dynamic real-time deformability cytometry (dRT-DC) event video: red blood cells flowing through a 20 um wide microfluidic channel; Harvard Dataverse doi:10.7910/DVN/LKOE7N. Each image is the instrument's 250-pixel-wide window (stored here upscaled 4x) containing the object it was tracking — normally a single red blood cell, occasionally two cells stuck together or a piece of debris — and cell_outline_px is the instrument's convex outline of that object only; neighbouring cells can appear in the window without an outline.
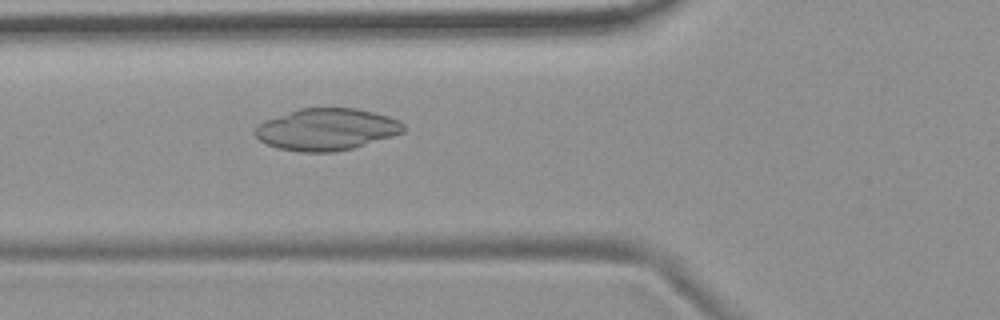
{"species": "common noctule bat (a hibernating species)", "species_latin": "Nyctalus noctula", "temperature_condition": "room temperature", "stored_images_in_passage": 47, "camera_frame_rate_fps": 3000, "um_per_image_px": 0.085, "animal": {"sex": "female", "body_mass_g": 19.9}, "frame": {"image": 1, "passage_image": 13, "time_ms": 4.0, "image_size_px": [1000, 320], "cell_outline_px": [[404, 132], [352, 148], [332, 152], [300, 152], [280, 148], [268, 144], [260, 140], [256, 136], [256, 128], [264, 120], [300, 108], [356, 108], [388, 116], [400, 120], [404, 124]], "centroid_in_image_um": [27.77, 10.99], "position_along_channel_um": 98.0, "area_um2": 35.78}}
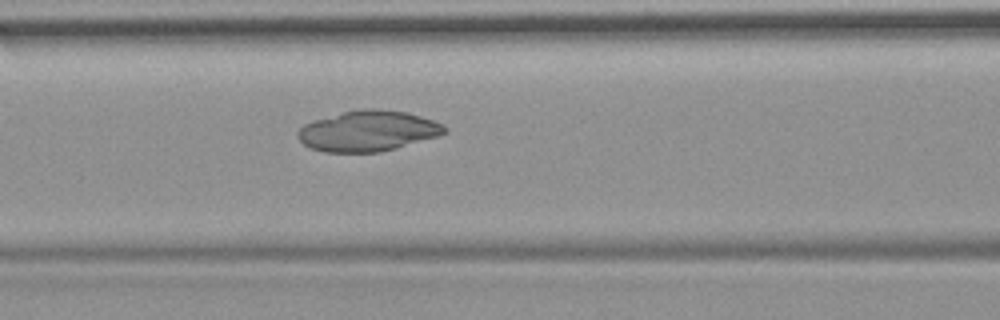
{"frame": {"image": 2, "passage_image": 16, "time_ms": 5.0, "image_size_px": [1000, 320], "cell_outline_px": [[448, 132], [436, 136], [380, 152], [324, 152], [308, 148], [296, 136], [296, 132], [304, 124], [316, 120], [344, 112], [360, 108], [380, 108], [408, 112], [444, 124], [448, 128]], "centroid_in_image_um": [31.27, 11.12], "position_along_channel_um": 135.3, "area_um2": 34.68}}
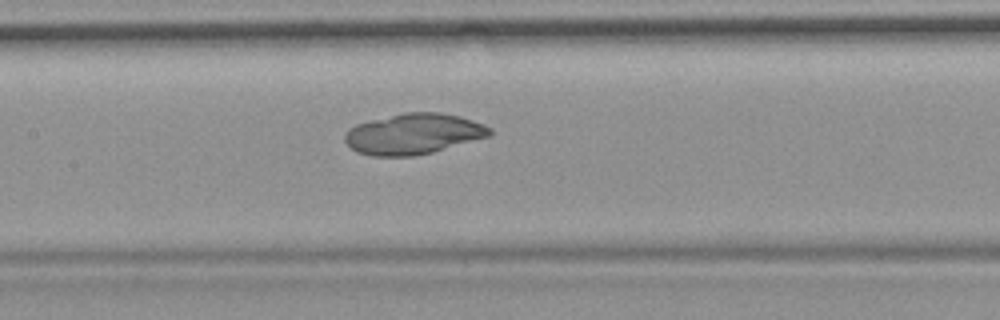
{"frame": {"image": 3, "passage_image": 19, "time_ms": 6.0, "image_size_px": [1000, 320], "cell_outline_px": [[492, 136], [432, 152], [412, 156], [372, 156], [356, 152], [344, 140], [344, 136], [348, 128], [356, 124], [404, 112], [440, 112], [460, 116], [484, 124], [492, 128]], "centroid_in_image_um": [35.17, 11.38], "position_along_channel_um": 172.2, "area_um2": 34.51}}